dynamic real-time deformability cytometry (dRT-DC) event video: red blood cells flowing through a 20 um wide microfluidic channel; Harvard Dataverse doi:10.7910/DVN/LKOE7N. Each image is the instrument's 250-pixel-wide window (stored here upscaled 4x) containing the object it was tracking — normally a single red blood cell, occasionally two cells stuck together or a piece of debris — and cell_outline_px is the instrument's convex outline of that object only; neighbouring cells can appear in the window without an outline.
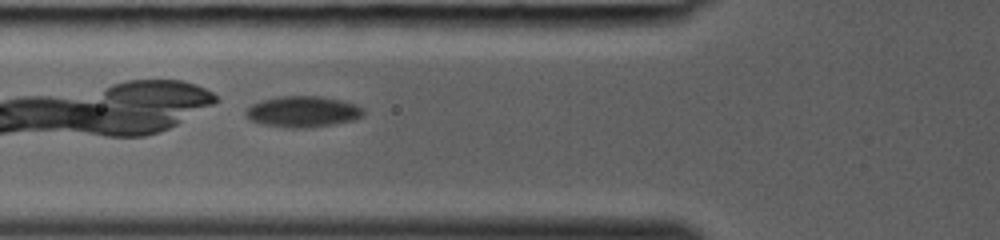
{"species": "common noctule bat (a hibernating species)", "species_latin": "Nyctalus noctula", "temperature_condition": "room temperature", "stored_images_in_passage": 27, "camera_frame_rate_fps": 3000, "um_per_image_px": 0.085, "animal": {"sex": "female", "body_mass_g": 19.0, "forearm_length_mm": 53.3}, "frame": {"image": 1, "passage_image": 3, "time_ms": 0.667, "image_size_px": [1000, 240], "cell_outline_px": [[364, 116], [356, 120], [312, 128], [288, 128], [264, 124], [248, 120], [244, 116], [244, 112], [252, 104], [260, 100], [280, 96], [320, 96], [340, 100], [356, 104], [364, 108]], "centroid_in_image_um": [25.75, 9.5], "position_along_channel_um": 100.1, "area_um2": 21.68}}
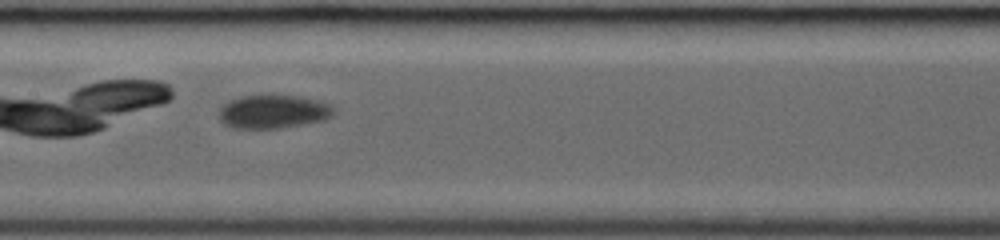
{"frame": {"image": 2, "passage_image": 8, "time_ms": 2.333, "image_size_px": [1000, 240], "cell_outline_px": [[336, 112], [332, 116], [324, 120], [280, 128], [232, 128], [224, 124], [220, 120], [220, 108], [228, 100], [244, 96], [300, 96], [316, 100], [328, 104], [336, 108]], "centroid_in_image_um": [23.24, 9.5], "position_along_channel_um": 184.2, "area_um2": 22.25}}
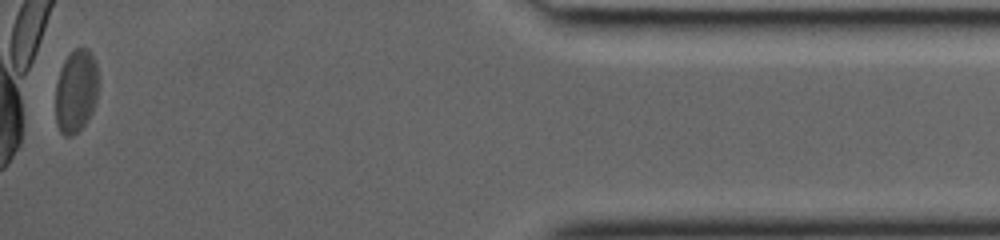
{"frame": {"image": 3, "passage_image": 26, "time_ms": 8.333, "image_size_px": [1000, 240], "cell_outline_px": [[100, 84], [96, 100], [92, 112], [84, 124], [72, 136], [64, 136], [60, 132], [56, 124], [56, 84], [60, 68], [64, 60], [76, 48], [88, 48], [96, 64]], "centroid_in_image_um": [6.47, 7.74], "position_along_channel_um": 428.7, "area_um2": 20.98}}